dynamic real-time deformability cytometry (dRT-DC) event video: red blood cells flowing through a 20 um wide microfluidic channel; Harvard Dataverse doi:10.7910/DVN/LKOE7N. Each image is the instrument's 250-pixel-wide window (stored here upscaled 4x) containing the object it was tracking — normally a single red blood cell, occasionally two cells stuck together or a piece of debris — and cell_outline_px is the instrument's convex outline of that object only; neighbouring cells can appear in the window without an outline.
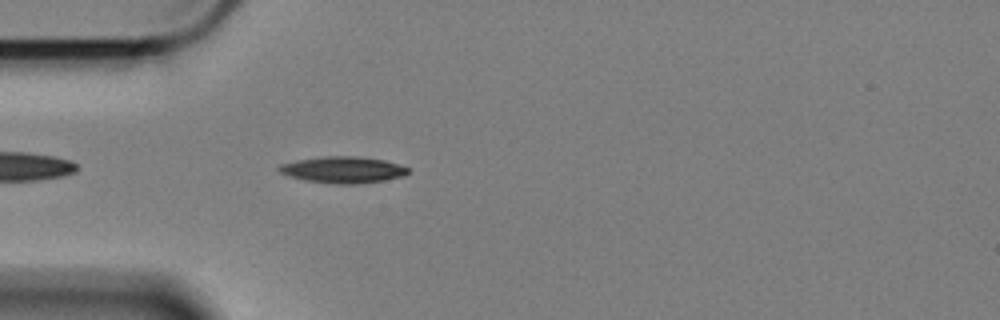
{"species": "Egyptian fruit bat (a non-hibernating species)", "species_latin": "Rousettus aegyptiacus", "temperature_condition": "cold", "stored_images_in_passage": 46, "camera_frame_rate_fps": 3000, "um_per_image_px": 0.085, "animal": {"sex": "female"}, "frame": {"image": 1, "passage_image": 4, "time_ms": 1.0, "image_size_px": [1000, 320], "cell_outline_px": [[408, 172], [404, 176], [384, 180], [356, 184], [336, 184], [304, 180], [288, 176], [280, 172], [276, 168], [280, 164], [300, 160], [324, 156], [356, 156], [384, 160], [408, 168]], "centroid_in_image_um": [29.12, 14.43], "position_along_channel_um": 55.9, "area_um2": 19.71}}
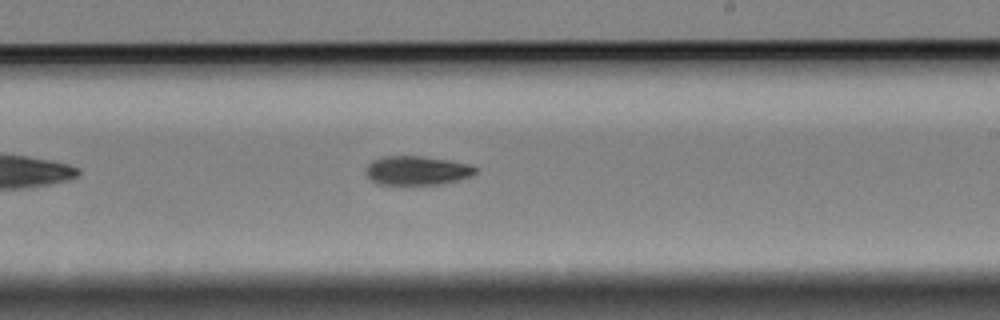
{"frame": {"image": 2, "passage_image": 22, "time_ms": 7.0, "image_size_px": [1000, 320], "cell_outline_px": [[476, 172], [472, 176], [440, 184], [376, 184], [364, 172], [368, 164], [372, 160], [384, 156], [420, 156], [448, 160], [472, 164], [476, 168]], "centroid_in_image_um": [35.43, 14.48], "position_along_channel_um": 253.6, "area_um2": 18.5}}
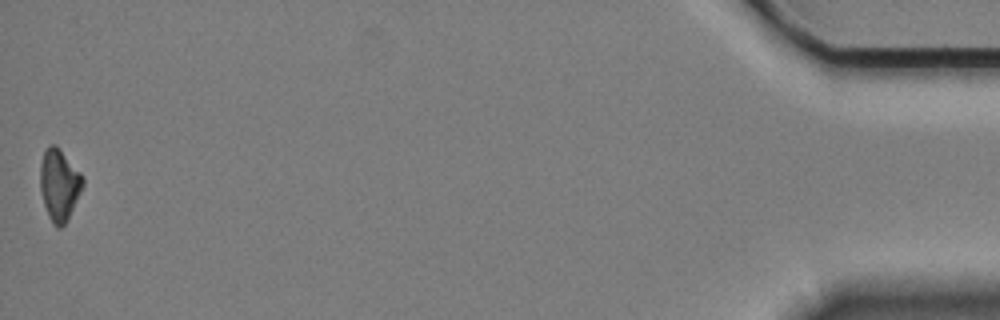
{"frame": {"image": 3, "passage_image": 46, "time_ms": 15.0, "image_size_px": [1000, 320], "cell_outline_px": [[84, 184], [64, 224], [60, 228], [56, 228], [52, 224], [48, 216], [44, 204], [40, 188], [40, 164], [44, 152], [48, 144], [56, 144], [80, 172], [84, 180]], "centroid_in_image_um": [5.01, 15.68], "position_along_channel_um": 430.2, "area_um2": 17.57}, "authors_computed_cell_mechanics": {"area_um2": 18.6694, "velocity_mm_per_s": 3.3714, "shape_relaxation_time_tau1_ms": 2.8916, "shape_relaxation_time_tau2_ms": null, "deformation_change_tau1": 0.1163, "deformation_change_tau2": null}}